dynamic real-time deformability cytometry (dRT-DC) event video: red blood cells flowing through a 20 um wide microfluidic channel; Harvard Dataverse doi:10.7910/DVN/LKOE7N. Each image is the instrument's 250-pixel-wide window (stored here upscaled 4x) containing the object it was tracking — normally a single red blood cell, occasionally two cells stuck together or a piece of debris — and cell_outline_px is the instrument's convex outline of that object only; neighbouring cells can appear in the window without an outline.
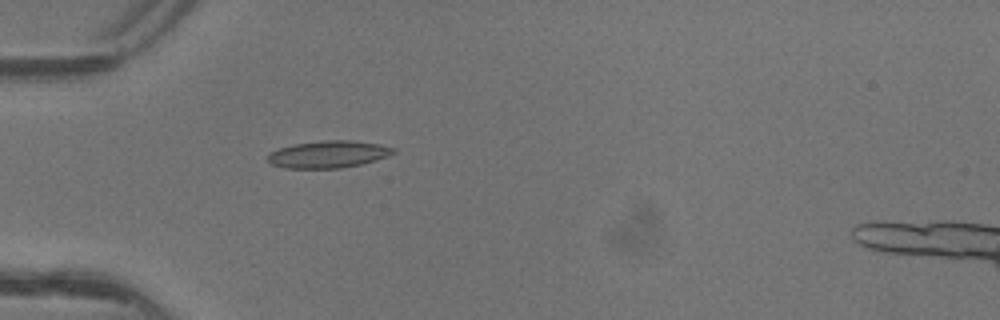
{"species": "common noctule bat (a hibernating species)", "species_latin": "Nyctalus noctula", "temperature_condition": "warm", "stored_images_in_passage": 4, "camera_frame_rate_fps": 3000, "um_per_image_px": 0.085, "animal": {"sex": "female"}, "frame": {"image": 1, "passage_image": 4, "time_ms": 1.0, "image_size_px": [1000, 320], "cell_outline_px": [[396, 152], [388, 156], [376, 160], [360, 164], [340, 168], [284, 168], [272, 164], [268, 160], [268, 152], [292, 144], [324, 140], [352, 140], [380, 144], [396, 148]], "centroid_in_image_um": [27.92, 13.1], "position_along_channel_um": 57.1, "area_um2": 19.94}}